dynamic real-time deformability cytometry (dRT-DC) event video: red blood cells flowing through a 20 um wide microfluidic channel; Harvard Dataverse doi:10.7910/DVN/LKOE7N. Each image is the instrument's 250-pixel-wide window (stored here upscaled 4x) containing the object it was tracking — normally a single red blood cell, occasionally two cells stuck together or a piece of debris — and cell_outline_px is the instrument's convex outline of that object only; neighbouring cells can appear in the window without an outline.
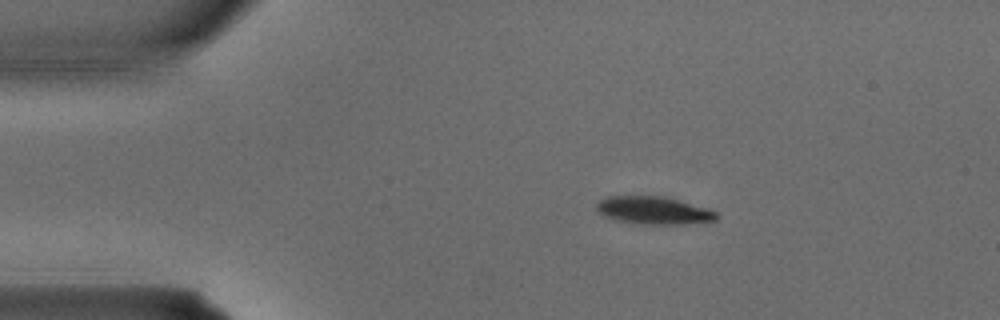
{"species": "common noctule bat (a hibernating species)", "species_latin": "Nyctalus noctula", "temperature_condition": "warm", "stored_images_in_passage": 3, "segment_of_instrument_passage": [1, 2], "camera_frame_rate_fps": 3000, "um_per_image_px": 0.085, "animal": {"sex": "male", "body_mass_g": 15.6}, "frame": {"image": 1, "passage_image": 1, "time_ms": 0.0, "image_size_px": [1000, 320], "cell_outline_px": [[720, 216], [716, 220], [684, 224], [648, 224], [620, 220], [604, 216], [596, 208], [596, 204], [604, 196], [664, 196], [680, 200], [708, 208], [716, 212]], "centroid_in_image_um": [55.6, 17.87], "position_along_channel_um": 29.4, "area_um2": 19.25}}